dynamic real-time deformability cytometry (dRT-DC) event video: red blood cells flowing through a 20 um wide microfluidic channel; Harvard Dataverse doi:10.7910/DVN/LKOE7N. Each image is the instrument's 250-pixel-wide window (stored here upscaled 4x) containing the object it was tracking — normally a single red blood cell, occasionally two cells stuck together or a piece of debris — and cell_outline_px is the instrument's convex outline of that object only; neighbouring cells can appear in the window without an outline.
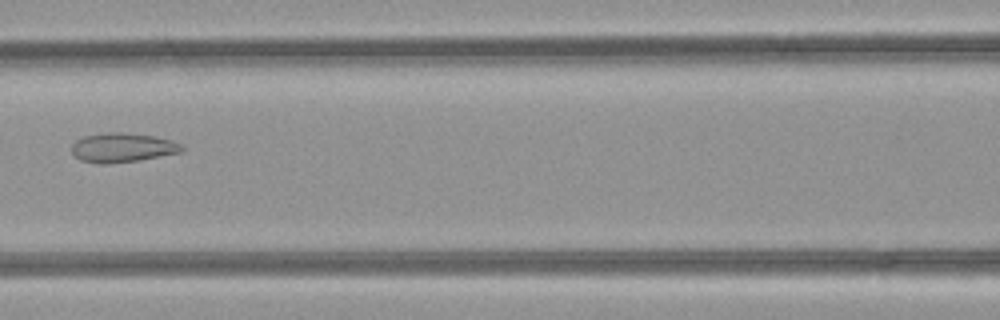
{"species": "common noctule bat (a hibernating species)", "species_latin": "Nyctalus noctula", "temperature_condition": "room temperature", "stored_images_in_passage": 3, "camera_frame_rate_fps": 3000, "um_per_image_px": 0.085, "animal": {"sex": "female", "body_mass_g": 21.9}, "frame": {"image": 1, "passage_image": 3, "time_ms": 0.667, "image_size_px": [1000, 320], "cell_outline_px": [[184, 148], [180, 152], [136, 160], [108, 164], [100, 164], [80, 160], [72, 152], [72, 144], [76, 140], [84, 136], [104, 132], [120, 132], [156, 136], [172, 140], [180, 144]], "centroid_in_image_um": [10.37, 12.53], "position_along_channel_um": 156.2, "area_um2": 18.67}}